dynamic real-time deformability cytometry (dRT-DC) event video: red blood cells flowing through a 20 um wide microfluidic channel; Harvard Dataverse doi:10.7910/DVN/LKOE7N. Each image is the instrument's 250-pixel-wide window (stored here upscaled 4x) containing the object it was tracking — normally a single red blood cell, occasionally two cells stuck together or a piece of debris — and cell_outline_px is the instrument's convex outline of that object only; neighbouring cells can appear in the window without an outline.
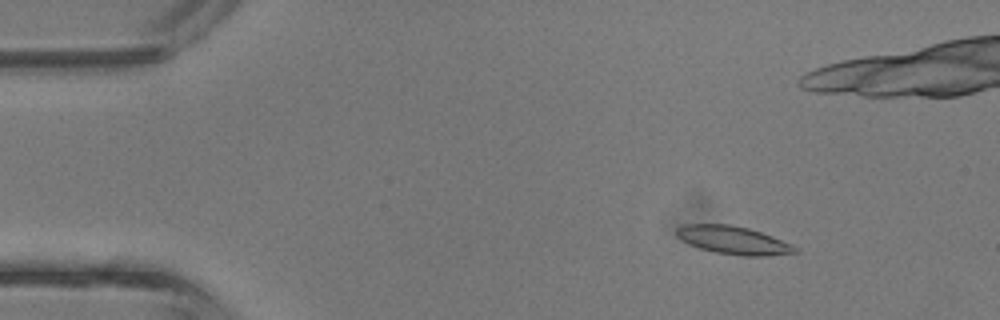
{"species": "common noctule bat (a hibernating species)", "species_latin": "Nyctalus noctula", "temperature_condition": "room temperature", "stored_images_in_passage": 3, "camera_frame_rate_fps": 3000, "um_per_image_px": 0.085, "animal": {"sex": "male", "body_mass_g": 13.3}, "frame": {"image": 1, "passage_image": 2, "time_ms": 0.333, "image_size_px": [1000, 320], "cell_outline_px": [[800, 252], [768, 256], [744, 256], [716, 252], [700, 248], [688, 244], [680, 240], [676, 236], [676, 228], [684, 224], [728, 224], [748, 228], [772, 236], [792, 244]], "centroid_in_image_um": [62.31, 20.42], "position_along_channel_um": 22.7, "area_um2": 19.42}}